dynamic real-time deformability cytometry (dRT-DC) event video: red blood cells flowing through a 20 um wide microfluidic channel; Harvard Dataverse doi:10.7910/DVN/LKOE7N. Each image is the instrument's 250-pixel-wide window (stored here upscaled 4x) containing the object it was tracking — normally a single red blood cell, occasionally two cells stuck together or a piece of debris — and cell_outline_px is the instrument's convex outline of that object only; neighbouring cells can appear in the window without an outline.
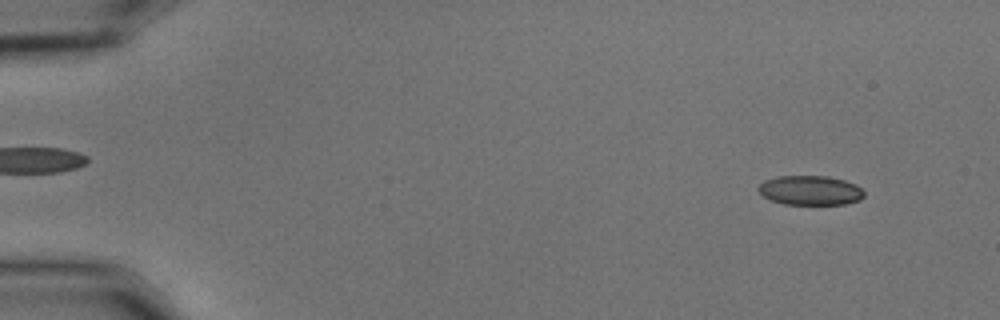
{"species": "common noctule bat (a hibernating species)", "species_latin": "Nyctalus noctula", "temperature_condition": "cold", "stored_images_in_passage": 56, "camera_frame_rate_fps": 3000, "um_per_image_px": 0.085, "animal": {"sex": "male", "body_mass_g": 15.6}, "frame": {"image": 1, "passage_image": 5, "time_ms": 1.333, "image_size_px": [1000, 320], "cell_outline_px": [[864, 196], [860, 200], [844, 204], [784, 204], [772, 200], [764, 196], [756, 188], [764, 180], [776, 176], [828, 176], [844, 180], [856, 184], [864, 192]], "centroid_in_image_um": [68.87, 16.17], "position_along_channel_um": 16.1, "area_um2": 18.15}}
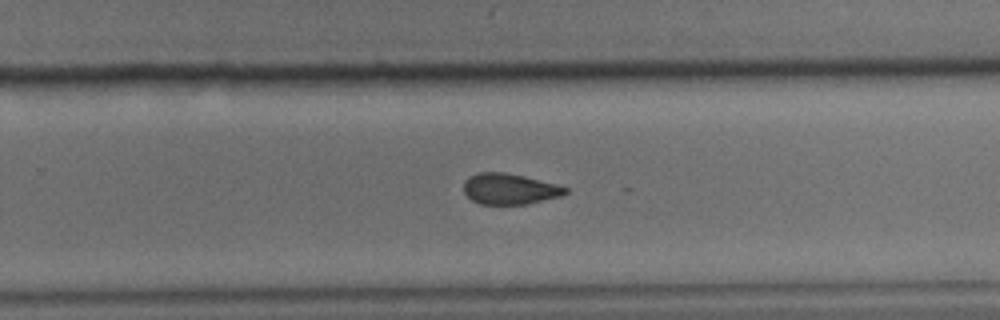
{"frame": {"image": 2, "passage_image": 37, "time_ms": 12.0, "image_size_px": [1000, 320], "cell_outline_px": [[568, 192], [560, 196], [528, 204], [480, 204], [472, 200], [464, 192], [464, 180], [476, 172], [504, 172], [524, 176], [556, 184], [568, 188]], "centroid_in_image_um": [43.3, 16.05], "position_along_channel_um": 286.5, "area_um2": 18.26}}
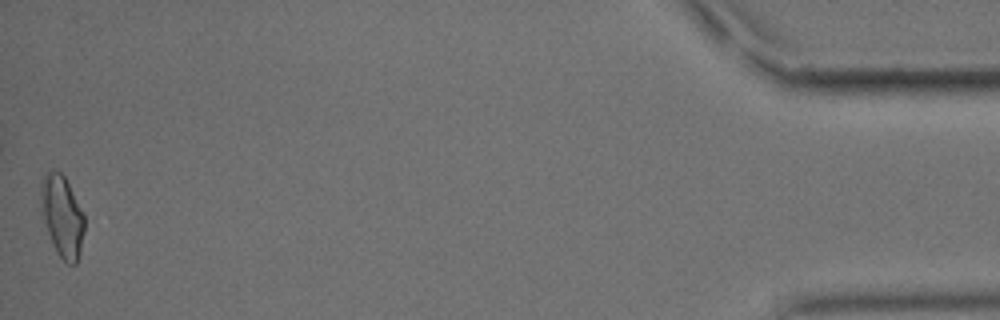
{"frame": {"image": 3, "passage_image": 56, "time_ms": 18.333, "image_size_px": [1000, 320], "cell_outline_px": [[84, 232], [80, 252], [76, 264], [68, 264], [56, 252], [48, 232], [44, 220], [40, 192], [40, 184], [44, 172], [52, 168], [60, 172], [64, 176], [84, 216]], "centroid_in_image_um": [5.27, 18.35], "position_along_channel_um": 429.9, "area_um2": 20.4}, "authors_computed_cell_mechanics": {"area_um2": 19.2474, "velocity_mm_per_s": 3.6155, "shape_relaxation_time_tau1_ms": 7.3766, "shape_relaxation_time_tau2_ms": 2.2046, "deformation_change_tau1": 0.1458, "deformation_change_tau2": 0.0864}}